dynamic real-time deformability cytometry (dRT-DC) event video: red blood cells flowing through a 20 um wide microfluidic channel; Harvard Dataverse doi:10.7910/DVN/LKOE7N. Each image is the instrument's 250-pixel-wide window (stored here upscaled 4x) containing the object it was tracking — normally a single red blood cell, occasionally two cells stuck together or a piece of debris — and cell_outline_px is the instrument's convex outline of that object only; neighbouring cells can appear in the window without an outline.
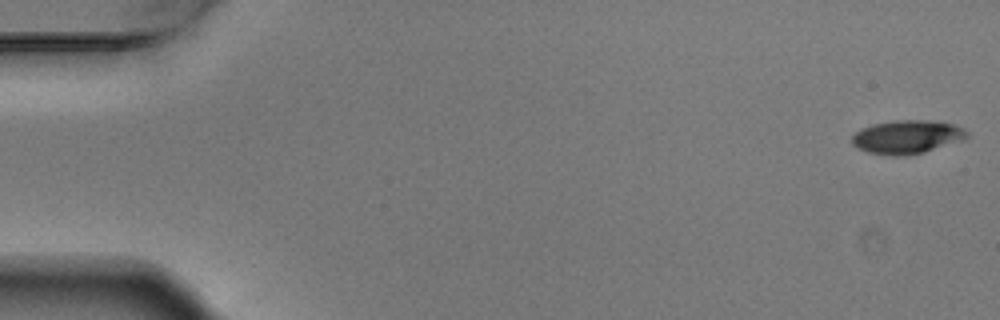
{"species": "Egyptian fruit bat (a non-hibernating species)", "species_latin": "Rousettus aegyptiacus", "temperature_condition": "warm", "stored_images_in_passage": 5, "camera_frame_rate_fps": 3000, "um_per_image_px": 0.085, "animal": {"sex": "male"}, "frame": {"image": 1, "passage_image": 1, "time_ms": 0.0, "image_size_px": [1000, 320], "cell_outline_px": [[968, 136], [964, 140], [924, 152], [904, 156], [892, 156], [868, 152], [856, 148], [852, 144], [852, 136], [856, 132], [872, 124], [896, 120], [928, 120], [952, 124], [964, 128], [968, 132]], "centroid_in_image_um": [77.11, 11.65], "position_along_channel_um": 7.9, "area_um2": 22.48}}
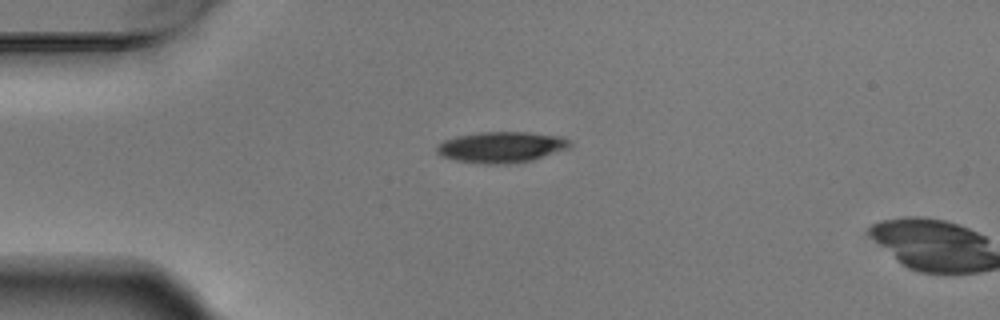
{"frame": {"image": 2, "passage_image": 4, "time_ms": 1.0, "image_size_px": [1000, 320], "cell_outline_px": [[572, 148], [532, 160], [508, 164], [484, 164], [456, 160], [440, 156], [436, 152], [436, 148], [444, 140], [456, 136], [480, 132], [528, 132], [564, 136], [572, 140]], "centroid_in_image_um": [42.69, 12.5], "position_along_channel_um": 42.3, "area_um2": 24.39}}